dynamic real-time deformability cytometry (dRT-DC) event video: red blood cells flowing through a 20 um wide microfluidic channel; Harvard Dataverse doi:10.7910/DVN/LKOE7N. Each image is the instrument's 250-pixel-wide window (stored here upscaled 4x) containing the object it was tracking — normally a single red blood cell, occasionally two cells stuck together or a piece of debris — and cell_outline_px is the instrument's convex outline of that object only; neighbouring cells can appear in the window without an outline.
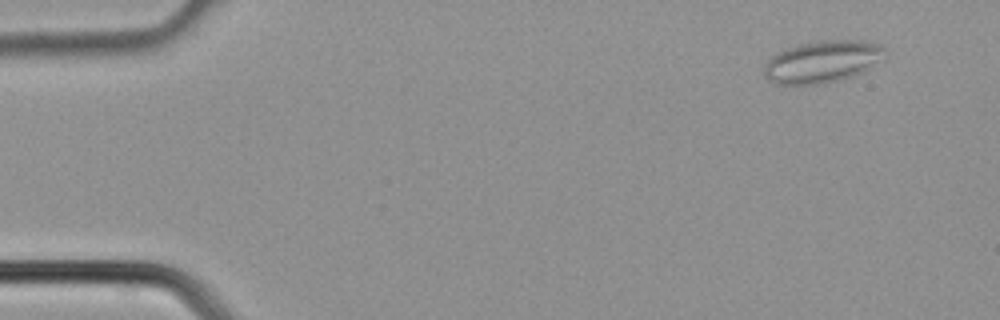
{"species": "common noctule bat (a hibernating species)", "species_latin": "Nyctalus noctula", "temperature_condition": "cold", "stored_images_in_passage": 3, "camera_frame_rate_fps": 3000, "um_per_image_px": 0.085, "animal": {"sex": "male", "body_mass_g": 21.5, "forearm_length_mm": 52.0}, "frame": {"image": 1, "passage_image": 1, "time_ms": 0.0, "image_size_px": [1000, 320], "cell_outline_px": [[888, 52], [872, 68], [864, 72], [840, 80], [824, 84], [776, 84], [768, 80], [764, 76], [764, 64], [772, 56], [796, 44], [824, 40], [860, 40], [880, 44]], "centroid_in_image_um": [69.93, 5.24], "position_along_channel_um": 15.1, "area_um2": 29.88}}